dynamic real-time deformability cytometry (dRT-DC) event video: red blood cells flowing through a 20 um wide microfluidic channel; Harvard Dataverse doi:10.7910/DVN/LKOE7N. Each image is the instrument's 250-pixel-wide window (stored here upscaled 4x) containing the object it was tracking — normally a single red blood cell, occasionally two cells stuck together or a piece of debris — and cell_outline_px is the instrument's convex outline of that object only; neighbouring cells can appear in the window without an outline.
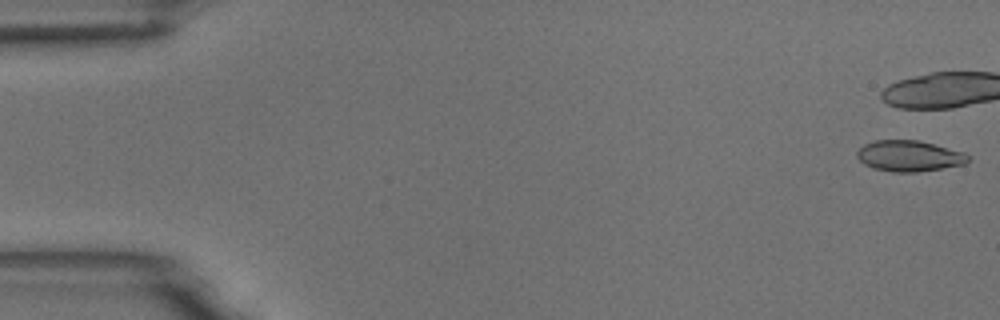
{"species": "common noctule bat (a hibernating species)", "species_latin": "Nyctalus noctula", "temperature_condition": "room temperature", "stored_images_in_passage": 8, "camera_frame_rate_fps": 3000, "um_per_image_px": 0.085, "animal": {"sex": "male", "body_mass_g": 18.8}, "frame": {"image": 1, "passage_image": 1, "time_ms": 0.0, "image_size_px": [1000, 320], "cell_outline_px": [[968, 160], [964, 164], [916, 172], [892, 172], [872, 168], [864, 164], [856, 156], [856, 152], [864, 144], [876, 140], [920, 140], [964, 152], [968, 156]], "centroid_in_image_um": [77.24, 13.25], "position_along_channel_um": 7.8, "area_um2": 19.94}}